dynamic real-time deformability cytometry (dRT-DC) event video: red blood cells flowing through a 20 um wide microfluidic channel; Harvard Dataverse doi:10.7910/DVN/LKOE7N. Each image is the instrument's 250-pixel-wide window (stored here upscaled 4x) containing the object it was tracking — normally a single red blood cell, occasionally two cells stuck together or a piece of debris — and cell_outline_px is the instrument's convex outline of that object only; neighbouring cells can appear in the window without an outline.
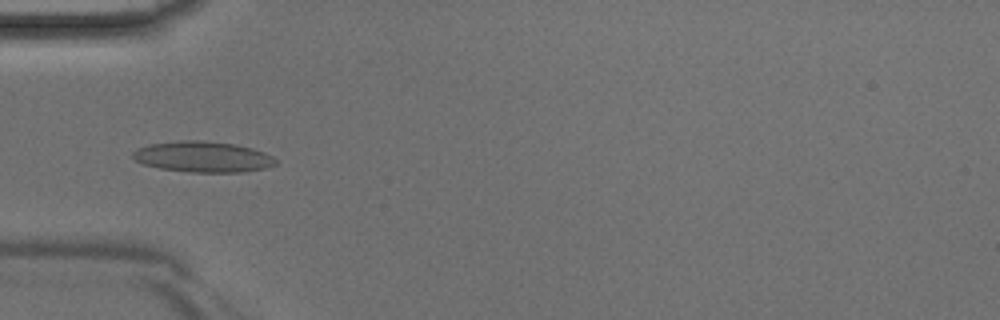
{"species": "Egyptian fruit bat (a non-hibernating species)", "species_latin": "Rousettus aegyptiacus", "temperature_condition": "room temperature", "stored_images_in_passage": 39, "camera_frame_rate_fps": 3000, "um_per_image_px": 0.085, "animal": {"sex": "male"}, "frame": {"image": 1, "passage_image": 9, "time_ms": 2.667, "image_size_px": [1000, 320], "cell_outline_px": [[276, 164], [264, 168], [240, 172], [192, 172], [160, 168], [144, 164], [136, 160], [132, 156], [132, 152], [136, 148], [148, 144], [180, 140], [196, 140], [236, 144], [252, 148], [264, 152], [272, 156], [276, 160]], "centroid_in_image_um": [17.22, 13.32], "position_along_channel_um": 67.8, "area_um2": 25.55}}
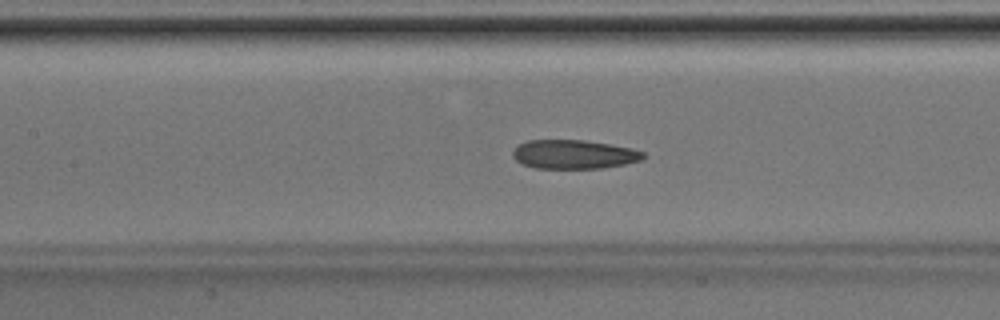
{"frame": {"image": 2, "passage_image": 15, "time_ms": 4.667, "image_size_px": [1000, 320], "cell_outline_px": [[644, 156], [640, 160], [624, 164], [600, 168], [536, 168], [524, 164], [516, 160], [512, 156], [512, 152], [516, 144], [528, 140], [584, 140], [632, 148], [644, 152]], "centroid_in_image_um": [48.73, 13.11], "position_along_channel_um": 158.7, "area_um2": 21.91}}
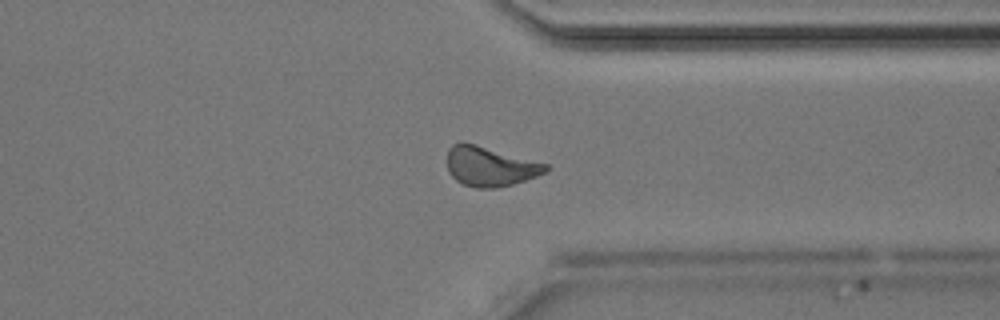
{"frame": {"image": 3, "passage_image": 29, "time_ms": 9.333, "image_size_px": [1000, 320], "cell_outline_px": [[548, 168], [544, 172], [536, 176], [512, 184], [496, 188], [476, 188], [464, 184], [456, 180], [448, 172], [448, 148], [452, 144], [460, 140], [476, 144], [548, 164]], "centroid_in_image_um": [41.6, 14.12], "position_along_channel_um": 369.8, "area_um2": 22.72}}